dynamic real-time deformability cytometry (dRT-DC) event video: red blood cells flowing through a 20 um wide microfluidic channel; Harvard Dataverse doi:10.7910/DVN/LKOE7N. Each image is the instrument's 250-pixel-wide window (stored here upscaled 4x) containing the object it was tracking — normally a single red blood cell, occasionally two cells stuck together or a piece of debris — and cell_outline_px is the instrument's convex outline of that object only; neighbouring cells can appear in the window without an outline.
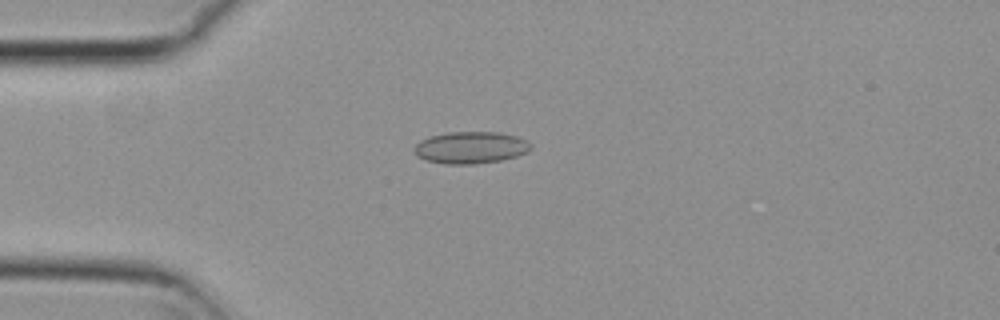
{"species": "common noctule bat (a hibernating species)", "species_latin": "Nyctalus noctula", "temperature_condition": "cold", "stored_images_in_passage": 33, "camera_frame_rate_fps": 3000, "um_per_image_px": 0.085, "animal": {"sex": "female", "body_mass_g": 29.2, "forearm_length_mm": 56.3}, "frame": {"image": 1, "passage_image": 3, "time_ms": 0.667, "image_size_px": [1000, 320], "cell_outline_px": [[532, 148], [528, 152], [516, 156], [500, 160], [476, 164], [444, 164], [428, 160], [420, 156], [412, 148], [420, 140], [428, 136], [448, 132], [500, 132], [516, 136], [532, 144]], "centroid_in_image_um": [40.02, 12.53], "position_along_channel_um": 45.0, "area_um2": 21.68}}
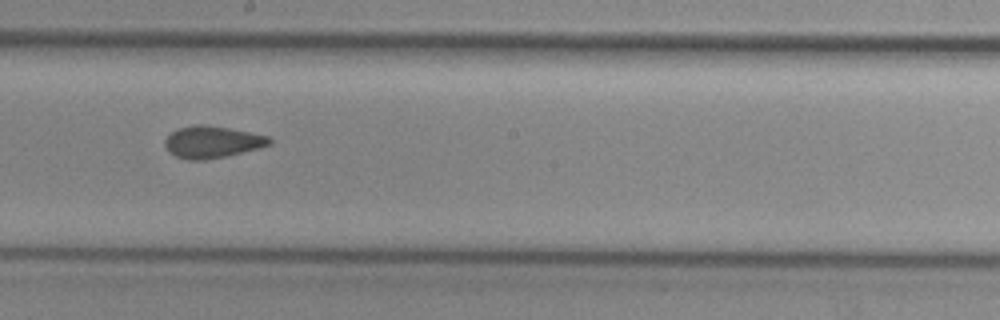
{"frame": {"image": 2, "passage_image": 19, "time_ms": 6.0, "image_size_px": [1000, 320], "cell_outline_px": [[272, 144], [260, 148], [224, 156], [204, 160], [188, 160], [176, 156], [168, 152], [164, 144], [164, 140], [172, 132], [180, 128], [192, 124], [208, 124], [268, 136], [272, 140]], "centroid_in_image_um": [18.02, 12.06], "position_along_channel_um": 230.2, "area_um2": 19.42}}
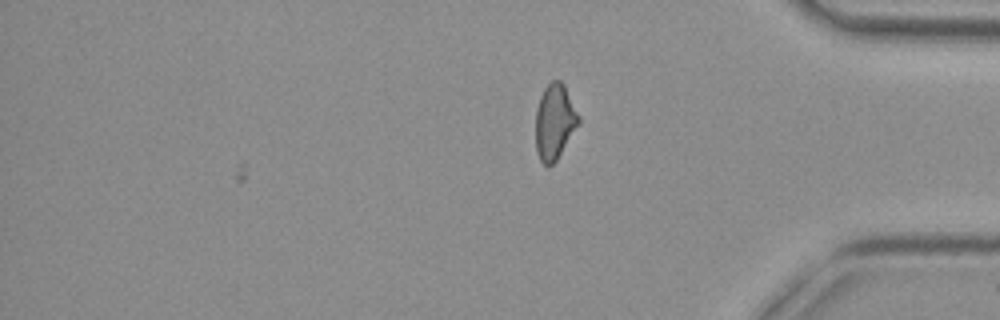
{"frame": {"image": 3, "passage_image": 33, "time_ms": 10.667, "image_size_px": [1000, 320], "cell_outline_px": [[580, 120], [556, 160], [548, 168], [540, 160], [536, 152], [536, 112], [540, 96], [544, 88], [552, 80], [560, 80], [564, 84], [580, 116]], "centroid_in_image_um": [47.13, 10.33], "position_along_channel_um": 388.1, "area_um2": 18.67}, "authors_computed_cell_mechanics": {"area_um2": 19.2474, "velocity_mm_per_s": 3.8103, "shape_relaxation_time_tau1_ms": 8.8939, "shape_relaxation_time_tau2_ms": 2.0836, "deformation_change_tau1": 0.128, "deformation_change_tau2": 0.0834}}